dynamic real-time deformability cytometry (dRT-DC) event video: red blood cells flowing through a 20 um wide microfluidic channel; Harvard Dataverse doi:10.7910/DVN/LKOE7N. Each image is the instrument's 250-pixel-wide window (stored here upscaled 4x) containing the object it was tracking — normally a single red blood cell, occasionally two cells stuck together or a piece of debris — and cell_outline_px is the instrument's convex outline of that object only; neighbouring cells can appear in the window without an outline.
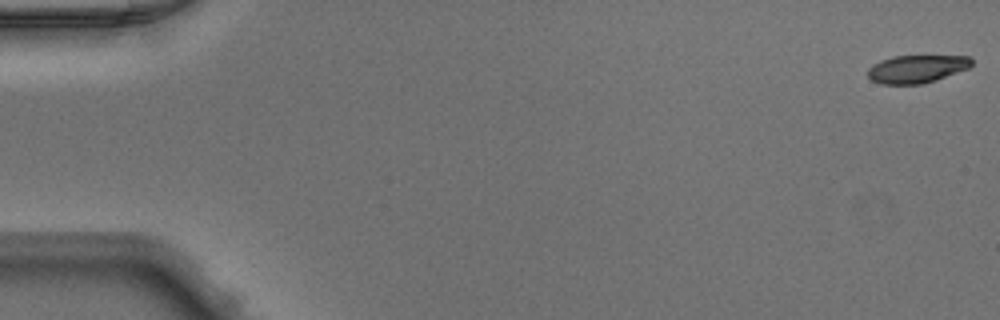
{"species": "Egyptian fruit bat (a non-hibernating species)", "species_latin": "Rousettus aegyptiacus", "temperature_condition": "warm", "stored_images_in_passage": 49, "camera_frame_rate_fps": 3000, "um_per_image_px": 0.085, "animal": {"sex": "male"}, "frame": {"image": 1, "passage_image": 1, "time_ms": 0.0, "image_size_px": [1000, 320], "cell_outline_px": [[972, 64], [968, 68], [936, 80], [920, 84], [880, 84], [872, 80], [868, 76], [868, 68], [872, 64], [880, 60], [892, 56], [972, 56]], "centroid_in_image_um": [77.9, 5.85], "position_along_channel_um": 7.1, "area_um2": 16.88}}
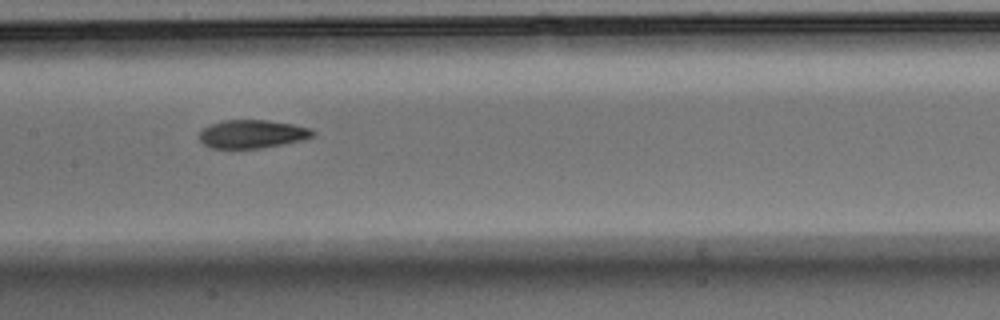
{"frame": {"image": 2, "passage_image": 25, "time_ms": 8.0, "image_size_px": [1000, 320], "cell_outline_px": [[316, 132], [312, 136], [300, 140], [260, 148], [212, 148], [204, 144], [200, 140], [200, 132], [204, 128], [212, 124], [224, 120], [268, 120], [292, 124], [312, 128]], "centroid_in_image_um": [21.44, 11.38], "position_along_channel_um": 186.0, "area_um2": 18.44}}
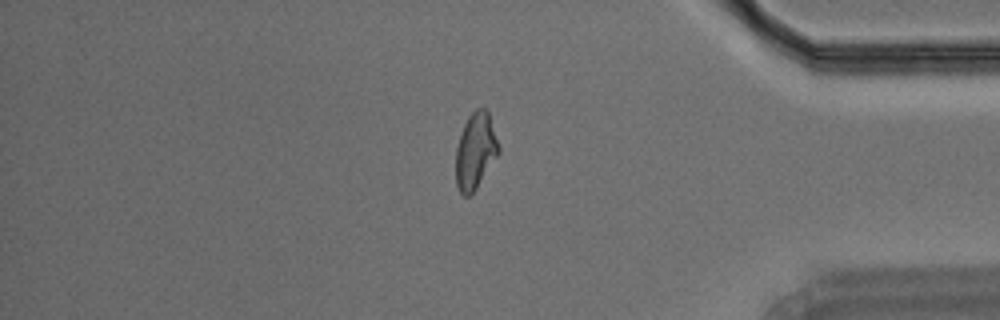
{"frame": {"image": 3, "passage_image": 42, "time_ms": 13.667, "image_size_px": [1000, 320], "cell_outline_px": [[500, 152], [476, 188], [468, 196], [464, 196], [460, 192], [456, 184], [456, 148], [464, 124], [468, 116], [476, 108], [488, 108], [500, 148]], "centroid_in_image_um": [40.42, 12.79], "position_along_channel_um": 394.8, "area_um2": 19.02}}